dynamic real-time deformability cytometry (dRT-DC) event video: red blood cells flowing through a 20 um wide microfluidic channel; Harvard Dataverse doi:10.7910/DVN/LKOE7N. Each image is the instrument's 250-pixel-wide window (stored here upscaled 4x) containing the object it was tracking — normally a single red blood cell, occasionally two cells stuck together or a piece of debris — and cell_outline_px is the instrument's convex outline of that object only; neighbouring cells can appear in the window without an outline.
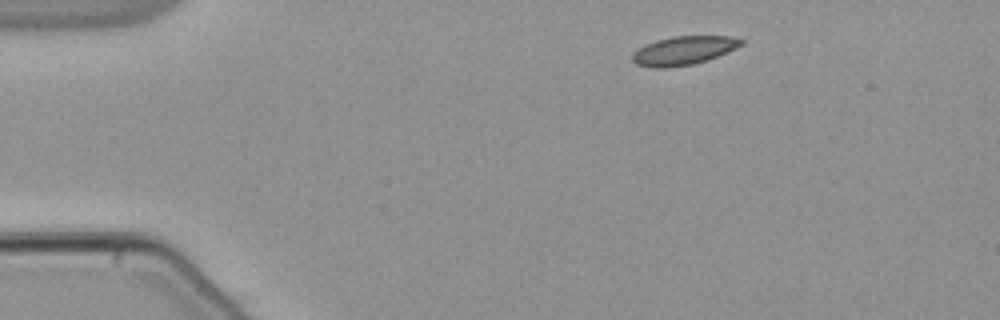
{"species": "common noctule bat (a hibernating species)", "species_latin": "Nyctalus noctula", "temperature_condition": "warm", "stored_images_in_passage": 46, "camera_frame_rate_fps": 3000, "um_per_image_px": 0.085, "animal": {"sex": "male", "body_mass_g": 21.5, "forearm_length_mm": 52.0}, "frame": {"image": 1, "passage_image": 1, "time_ms": 0.0, "image_size_px": [1000, 320], "cell_outline_px": [[744, 44], [728, 52], [708, 60], [692, 64], [668, 68], [652, 68], [636, 64], [632, 60], [632, 52], [644, 44], [656, 40], [672, 36], [732, 36], [744, 40]], "centroid_in_image_um": [58.09, 4.29], "position_along_channel_um": 26.9, "area_um2": 18.44}}
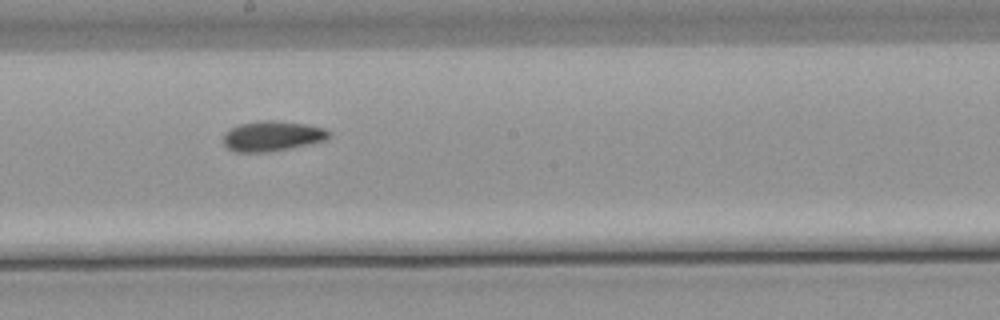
{"frame": {"image": 2, "passage_image": 22, "time_ms": 7.0, "image_size_px": [1000, 320], "cell_outline_px": [[332, 132], [324, 140], [288, 148], [268, 152], [236, 152], [228, 148], [224, 144], [224, 132], [240, 124], [256, 120], [276, 120], [304, 124], [324, 128]], "centroid_in_image_um": [23.1, 11.55], "position_along_channel_um": 225.1, "area_um2": 18.38}}
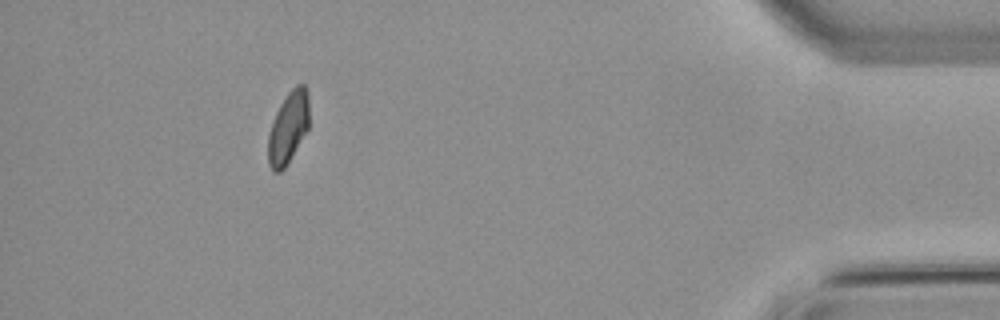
{"frame": {"image": 3, "passage_image": 41, "time_ms": 13.333, "image_size_px": [1000, 320], "cell_outline_px": [[308, 128], [284, 168], [280, 172], [272, 172], [268, 164], [268, 136], [276, 112], [280, 104], [288, 92], [296, 84], [304, 84], [308, 92]], "centroid_in_image_um": [24.49, 10.84], "position_along_channel_um": 410.7, "area_um2": 16.94}, "authors_computed_cell_mechanics": {"area_um2": 18.2648, "velocity_mm_per_s": 3.8311, "shape_relaxation_time_tau1_ms": null, "shape_relaxation_time_tau2_ms": 4.1366, "deformation_change_tau1": null, "deformation_change_tau2": 0.0565}}